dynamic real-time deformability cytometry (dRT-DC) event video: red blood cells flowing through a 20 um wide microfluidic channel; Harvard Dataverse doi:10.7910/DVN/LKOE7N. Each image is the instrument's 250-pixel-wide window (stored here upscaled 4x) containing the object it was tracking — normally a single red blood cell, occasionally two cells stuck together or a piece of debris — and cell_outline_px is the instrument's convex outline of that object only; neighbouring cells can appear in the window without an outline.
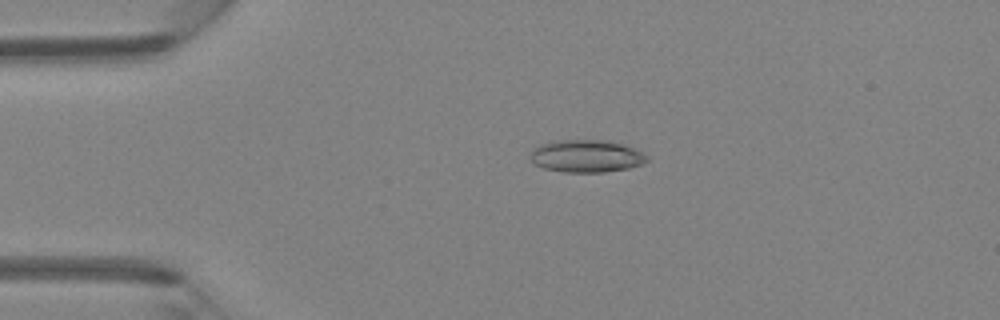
{"species": "Egyptian fruit bat (a non-hibernating species)", "species_latin": "Rousettus aegyptiacus", "temperature_condition": "room temperature", "stored_images_in_passage": 37, "camera_frame_rate_fps": 3000, "um_per_image_px": 0.085, "animal": {"sex": "female"}, "frame": {"image": 1, "passage_image": 1, "time_ms": 0.0, "image_size_px": [1000, 320], "cell_outline_px": [[624, 164], [620, 168], [552, 168], [548, 148], [560, 144], [608, 144], [624, 148]], "centroid_in_image_um": [49.86, 13.27], "position_along_channel_um": 35.1, "area_um2": 12.43}}
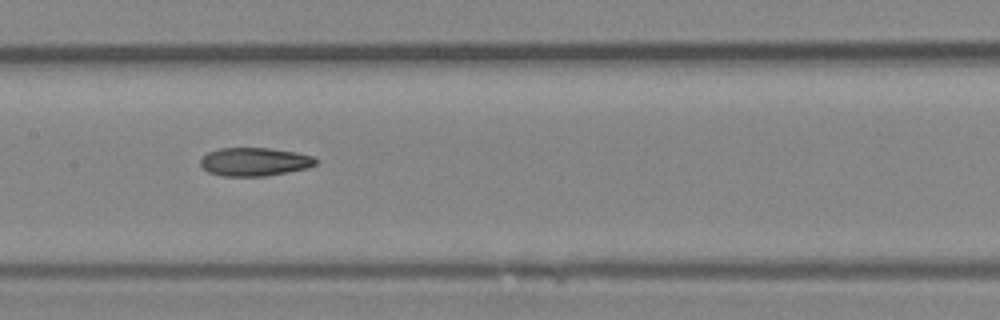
{"frame": {"image": 2, "passage_image": 14, "time_ms": 4.333, "image_size_px": [1000, 320], "cell_outline_px": [[316, 160], [312, 164], [300, 168], [280, 172], [216, 172], [208, 168], [204, 164], [204, 160], [208, 156], [216, 152], [232, 148], [260, 148], [288, 152], [304, 156]], "centroid_in_image_um": [21.71, 13.66], "position_along_channel_um": 185.7, "area_um2": 15.2}}
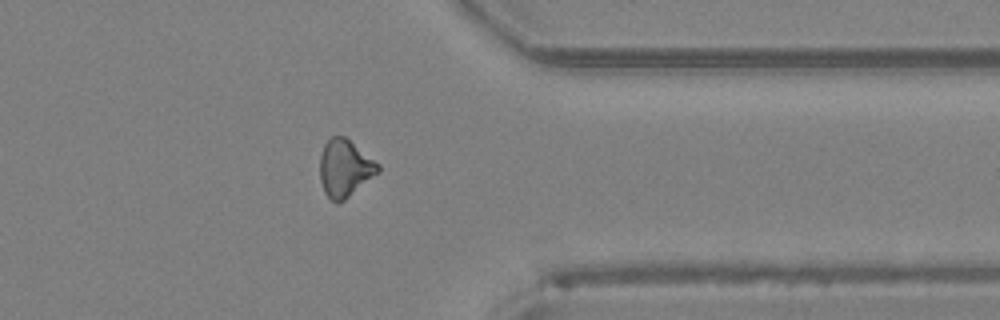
{"frame": {"image": 3, "passage_image": 28, "time_ms": 9.0, "image_size_px": [1000, 320], "cell_outline_px": [[380, 168], [376, 172], [340, 200], [336, 200], [324, 188], [320, 168], [324, 148], [328, 144], [344, 140], [348, 140], [376, 164]], "centroid_in_image_um": [29.31, 14.32], "position_along_channel_um": 382.1, "area_um2": 16.24}}